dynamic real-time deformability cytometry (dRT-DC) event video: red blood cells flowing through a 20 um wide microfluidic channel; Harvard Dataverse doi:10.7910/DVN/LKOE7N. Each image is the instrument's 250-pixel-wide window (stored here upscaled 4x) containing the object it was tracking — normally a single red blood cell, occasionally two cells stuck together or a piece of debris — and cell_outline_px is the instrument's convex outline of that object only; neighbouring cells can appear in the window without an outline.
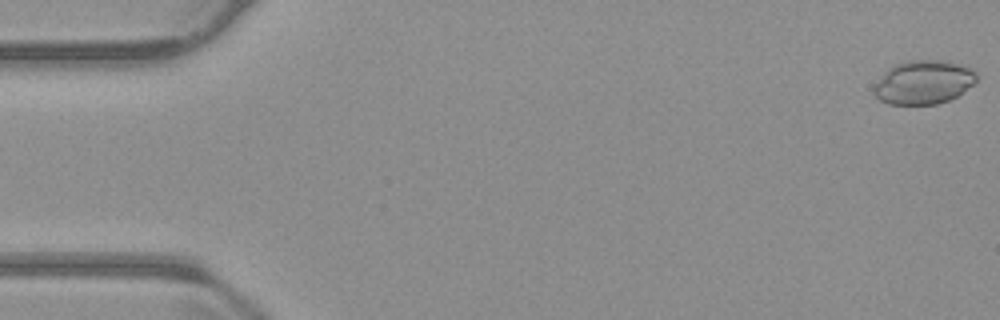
{"species": "common noctule bat (a hibernating species)", "species_latin": "Nyctalus noctula", "temperature_condition": "warm", "stored_images_in_passage": 19, "camera_frame_rate_fps": 3000, "um_per_image_px": 0.085, "animal": {"sex": "male", "body_mass_g": 23.1, "forearm_length_mm": 52.7}, "frame": {"image": 1, "passage_image": 1, "time_ms": 0.0, "image_size_px": [1000, 320], "cell_outline_px": [[976, 80], [972, 84], [956, 96], [948, 100], [936, 104], [888, 104], [880, 100], [872, 92], [872, 88], [884, 72], [888, 68], [896, 64], [908, 60], [944, 60], [960, 64], [972, 68], [976, 72]], "centroid_in_image_um": [78.47, 6.98], "position_along_channel_um": 6.5, "area_um2": 26.13}}
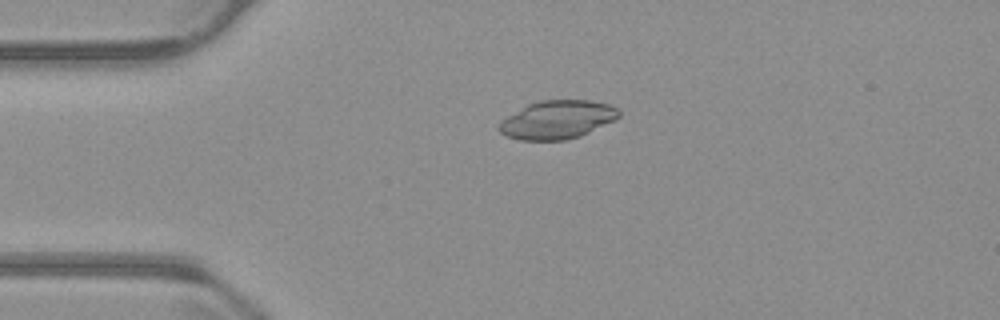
{"frame": {"image": 2, "passage_image": 13, "time_ms": 4.0, "image_size_px": [1000, 320], "cell_outline_px": [[620, 116], [616, 120], [580, 136], [564, 140], [520, 140], [508, 136], [500, 132], [496, 128], [500, 120], [528, 104], [540, 100], [592, 100], [608, 104], [616, 108], [620, 112]], "centroid_in_image_um": [47.36, 10.17], "position_along_channel_um": 37.6, "area_um2": 26.88}}
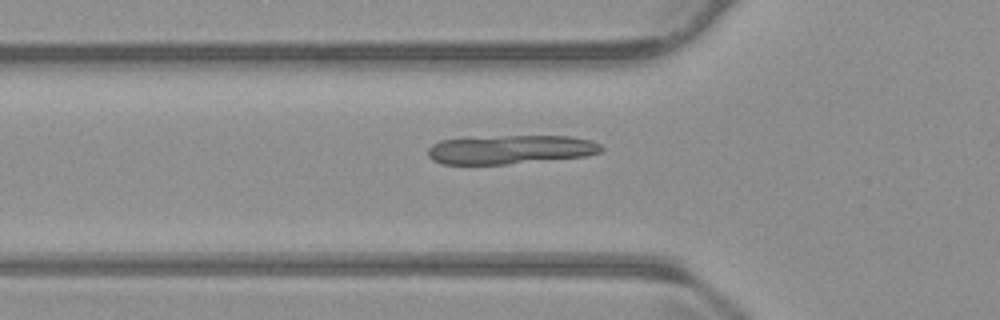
{"frame": {"image": 3, "passage_image": 19, "time_ms": 6.0, "image_size_px": [1000, 320], "cell_outline_px": [[604, 152], [588, 156], [508, 164], [444, 164], [432, 160], [428, 156], [428, 148], [432, 144], [440, 140], [500, 136], [572, 136], [592, 140], [600, 144], [604, 148]], "centroid_in_image_um": [43.45, 12.71], "position_along_channel_um": 82.3, "area_um2": 29.36}}